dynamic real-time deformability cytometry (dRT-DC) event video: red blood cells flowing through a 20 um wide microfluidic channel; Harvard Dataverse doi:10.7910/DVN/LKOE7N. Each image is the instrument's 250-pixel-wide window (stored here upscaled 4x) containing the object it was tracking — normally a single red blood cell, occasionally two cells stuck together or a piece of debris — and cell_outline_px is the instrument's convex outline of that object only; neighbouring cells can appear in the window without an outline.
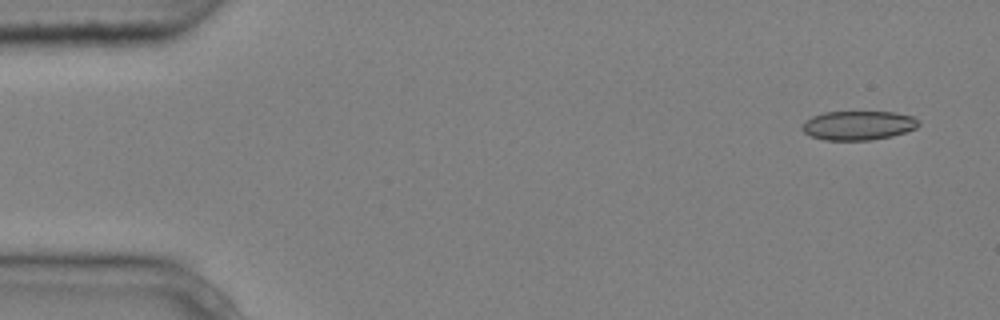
{"species": "common noctule bat (a hibernating species)", "species_latin": "Nyctalus noctula", "temperature_condition": "cold", "stored_images_in_passage": 3, "camera_frame_rate_fps": 3000, "um_per_image_px": 0.085, "animal": {"sex": "male", "body_mass_g": 20.4}, "frame": {"image": 1, "passage_image": 1, "time_ms": 0.0, "image_size_px": [1000, 320], "cell_outline_px": [[920, 124], [916, 128], [892, 136], [872, 140], [824, 140], [812, 136], [804, 132], [800, 128], [804, 120], [812, 116], [824, 112], [892, 112], [912, 116], [920, 120]], "centroid_in_image_um": [72.93, 10.66], "position_along_channel_um": 12.1, "area_um2": 19.88}}